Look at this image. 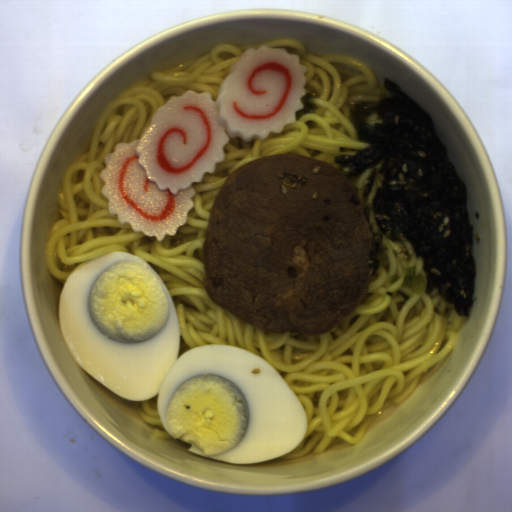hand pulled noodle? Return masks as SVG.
I'll return each instance as SVG.
<instances>
[{
  "mask_svg": "<svg viewBox=\"0 0 512 512\" xmlns=\"http://www.w3.org/2000/svg\"><path fill=\"white\" fill-rule=\"evenodd\" d=\"M284 47L300 55L308 67L307 90L295 124L266 140L246 142L237 137L225 147V161L213 175L193 183L194 208L175 237L160 243L110 215L102 194L99 173L105 155L118 142L142 137L155 113L171 95L187 89L216 95L228 68L248 47ZM391 96L376 72L349 55L312 54L298 40L282 38L245 46L213 43L196 59L150 70L115 95L98 115L75 159L62 174L57 194L60 219L51 224L43 241L47 271L63 287L72 270L110 252H125L145 259L161 278L174 305L179 329L177 358L198 346L241 347L267 362L289 385L306 414V433L291 452L295 458L326 452L331 446L355 444L393 403H402L419 386L424 371L450 354L464 321L453 303L434 286L416 294L401 283L408 267L427 276L424 258L411 240L390 241L373 213L375 175L365 197V182L372 168L349 179L356 187L372 233L382 234L376 258L379 267L370 277L362 304L323 335L303 338L294 333L257 329L208 294L204 281V241L216 197L227 177L241 165L279 154H301L321 159L341 170L337 155L365 149L351 124L354 103H375Z\"/></svg>",
  "mask_w": 512,
  "mask_h": 512,
  "instance_id": "hand-pulled-noodle-1",
  "label": "hand pulled noodle"
},
{
  "mask_svg": "<svg viewBox=\"0 0 512 512\" xmlns=\"http://www.w3.org/2000/svg\"><path fill=\"white\" fill-rule=\"evenodd\" d=\"M159 394L147 401H135L136 411L142 421L147 423L152 435L159 440H173V437L162 424L157 406Z\"/></svg>",
  "mask_w": 512,
  "mask_h": 512,
  "instance_id": "hand-pulled-noodle-2",
  "label": "hand pulled noodle"
}]
</instances>
